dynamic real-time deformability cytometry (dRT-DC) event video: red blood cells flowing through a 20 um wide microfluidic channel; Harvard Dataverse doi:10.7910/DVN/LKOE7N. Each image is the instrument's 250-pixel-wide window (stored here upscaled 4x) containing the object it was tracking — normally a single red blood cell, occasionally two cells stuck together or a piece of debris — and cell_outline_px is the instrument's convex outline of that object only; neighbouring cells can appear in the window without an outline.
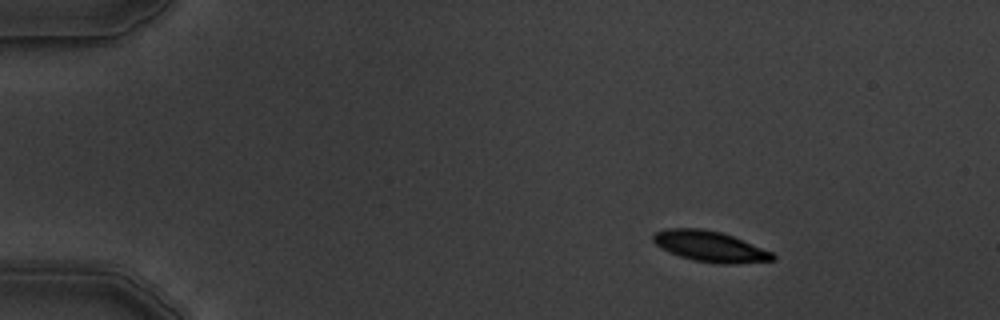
{"species": "common noctule bat (a hibernating species)", "species_latin": "Nyctalus noctula", "temperature_condition": "warm", "stored_images_in_passage": 5, "camera_frame_rate_fps": 3000, "um_per_image_px": 0.085, "animal": {"sex": "male", "body_mass_g": 19.5, "forearm_length_mm": 54.6}, "frame": {"image": 1, "passage_image": 1, "time_ms": 0.0, "image_size_px": [1000, 320], "cell_outline_px": [[776, 260], [732, 264], [716, 264], [692, 260], [680, 256], [660, 248], [652, 240], [652, 236], [656, 232], [664, 228], [700, 228], [720, 232], [732, 236], [772, 252], [776, 256]], "centroid_in_image_um": [60.33, 20.95], "position_along_channel_um": 24.7, "area_um2": 21.39}}